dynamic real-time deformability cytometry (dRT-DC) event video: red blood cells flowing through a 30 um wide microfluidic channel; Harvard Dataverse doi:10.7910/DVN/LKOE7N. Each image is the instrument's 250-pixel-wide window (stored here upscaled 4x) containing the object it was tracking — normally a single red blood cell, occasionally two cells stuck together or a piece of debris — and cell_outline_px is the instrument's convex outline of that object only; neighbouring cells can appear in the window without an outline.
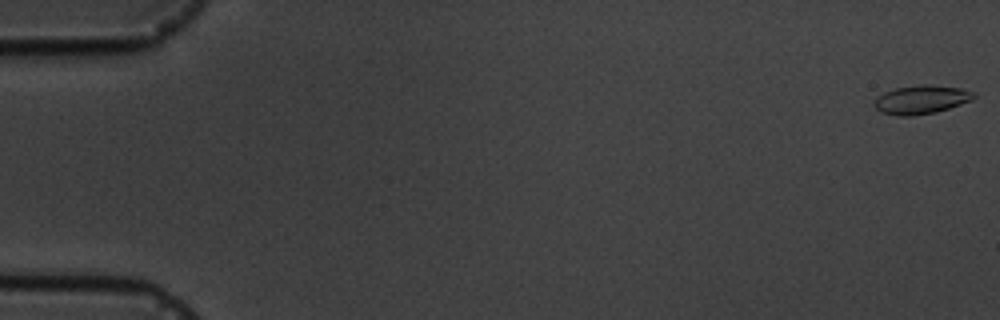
{"species": "common noctule bat (a hibernating species)", "species_latin": "Nyctalus noctula", "temperature_condition": "cold", "stored_images_in_passage": 9, "camera_frame_rate_fps": 3000, "um_per_image_px": 0.085, "animal": {"sex": "male", "body_mass_g": 19.5, "forearm_length_mm": 54.6}, "frame": {"image": 1, "passage_image": 1, "time_ms": 0.0, "image_size_px": [1000, 320], "cell_outline_px": [[976, 96], [972, 100], [936, 112], [912, 116], [900, 116], [880, 112], [872, 104], [876, 96], [884, 92], [896, 88], [920, 84], [928, 84], [960, 88], [976, 92]], "centroid_in_image_um": [78.28, 8.46], "position_along_channel_um": 6.7, "area_um2": 16.76}}
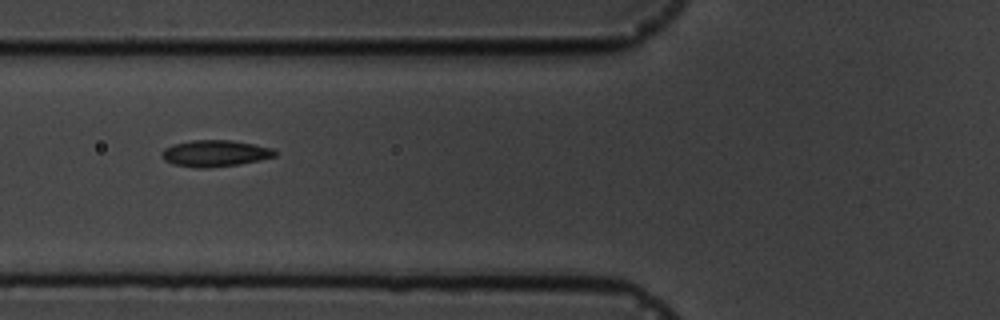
{"frame": {"image": 2, "passage_image": 7, "time_ms": 7.0, "image_size_px": [1000, 320], "cell_outline_px": [[276, 156], [260, 160], [240, 164], [204, 168], [196, 168], [172, 164], [164, 160], [160, 156], [160, 152], [164, 148], [172, 144], [192, 140], [232, 140], [272, 148], [276, 152]], "centroid_in_image_um": [18.22, 13.03], "position_along_channel_um": 107.6, "area_um2": 17.57}}
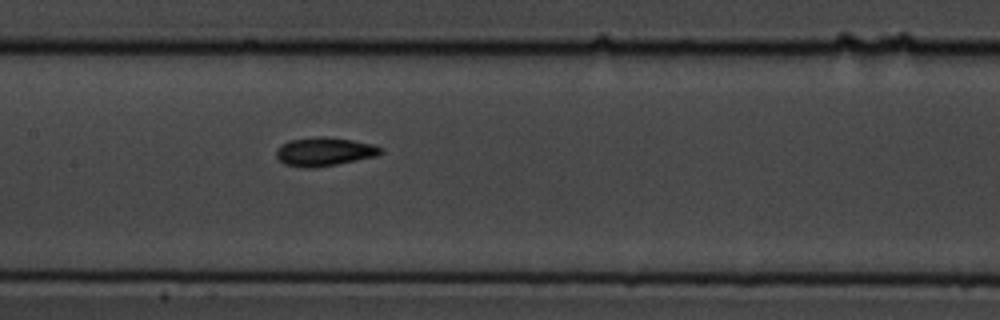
{"frame": {"image": 3, "passage_image": 9, "time_ms": 9.0, "image_size_px": [1000, 320], "cell_outline_px": [[384, 152], [376, 156], [316, 168], [304, 168], [284, 164], [276, 156], [276, 152], [288, 140], [320, 136], [324, 136], [352, 140], [372, 144], [384, 148]], "centroid_in_image_um": [27.6, 12.89], "position_along_channel_um": 179.8, "area_um2": 17.34}}